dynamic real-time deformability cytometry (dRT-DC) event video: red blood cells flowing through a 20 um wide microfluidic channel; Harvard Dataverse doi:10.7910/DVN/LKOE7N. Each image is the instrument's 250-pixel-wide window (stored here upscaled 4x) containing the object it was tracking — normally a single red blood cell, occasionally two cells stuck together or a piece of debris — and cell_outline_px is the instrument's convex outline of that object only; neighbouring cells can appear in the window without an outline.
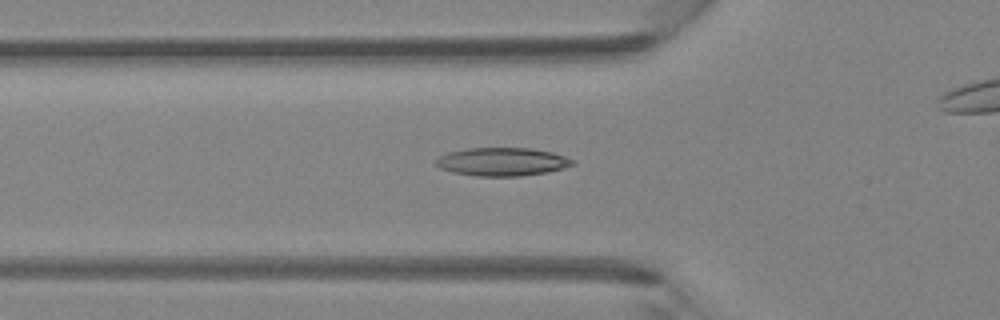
{"species": "Egyptian fruit bat (a non-hibernating species)", "species_latin": "Rousettus aegyptiacus", "temperature_condition": "room temperature", "stored_images_in_passage": 46, "camera_frame_rate_fps": 3000, "um_per_image_px": 0.085, "animal": {"sex": "female"}, "frame": {"image": 1, "passage_image": 16, "time_ms": 5.0, "image_size_px": [1000, 320], "cell_outline_px": [[576, 164], [564, 168], [548, 172], [520, 176], [476, 176], [452, 172], [440, 168], [436, 164], [436, 160], [440, 156], [448, 152], [468, 148], [532, 148], [552, 152], [564, 156], [572, 160]], "centroid_in_image_um": [42.7, 13.75], "position_along_channel_um": 83.1, "area_um2": 22.48}}
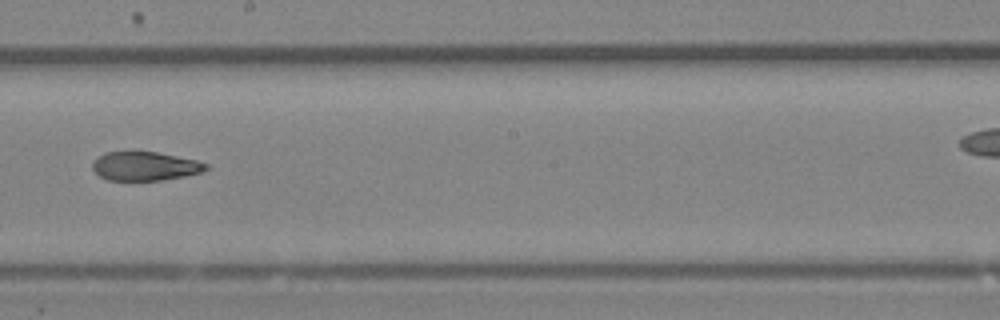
{"frame": {"image": 2, "passage_image": 26, "time_ms": 8.333, "image_size_px": [1000, 320], "cell_outline_px": [[208, 168], [200, 172], [184, 176], [160, 180], [108, 180], [100, 176], [92, 168], [92, 164], [104, 152], [156, 152], [196, 160], [208, 164]], "centroid_in_image_um": [12.32, 14.12], "position_along_channel_um": 235.9, "area_um2": 18.73}}
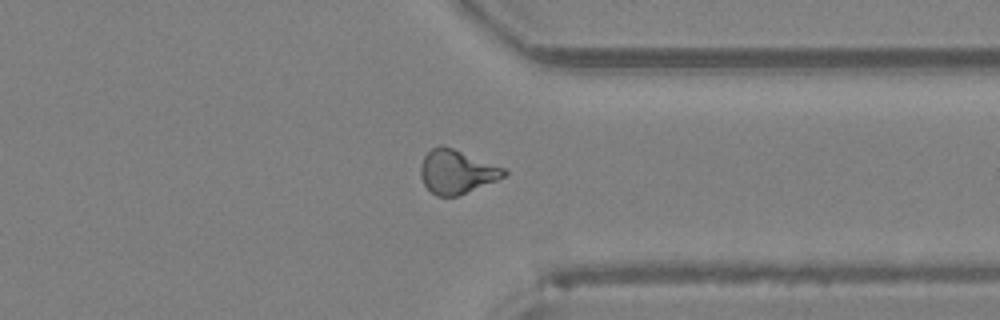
{"frame": {"image": 3, "passage_image": 35, "time_ms": 11.333, "image_size_px": [1000, 320], "cell_outline_px": [[508, 172], [504, 176], [496, 180], [456, 196], [436, 196], [424, 184], [420, 176], [420, 164], [424, 156], [432, 148], [440, 144], [452, 148], [504, 168]], "centroid_in_image_um": [38.77, 14.59], "position_along_channel_um": 372.6, "area_um2": 20.87}}